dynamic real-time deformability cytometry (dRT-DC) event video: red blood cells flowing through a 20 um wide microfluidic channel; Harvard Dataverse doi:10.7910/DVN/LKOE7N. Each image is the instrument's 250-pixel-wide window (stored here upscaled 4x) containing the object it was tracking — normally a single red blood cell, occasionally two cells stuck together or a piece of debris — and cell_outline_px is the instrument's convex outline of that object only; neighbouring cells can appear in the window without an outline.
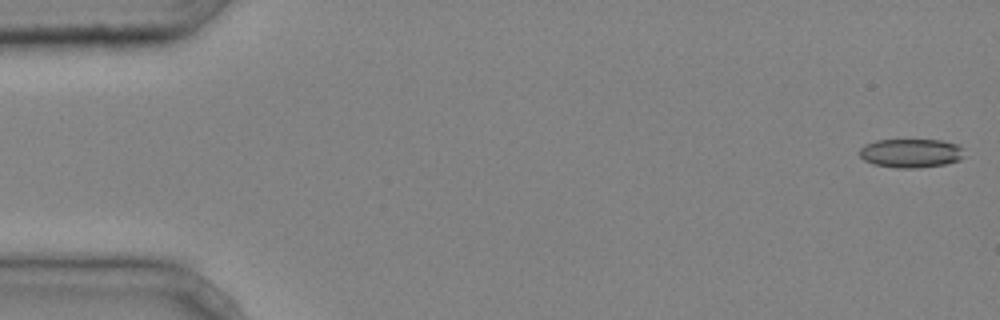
{"species": "common noctule bat (a hibernating species)", "species_latin": "Nyctalus noctula", "temperature_condition": "cold", "stored_images_in_passage": 44, "camera_frame_rate_fps": 3000, "um_per_image_px": 0.085, "animal": {"sex": "male", "body_mass_g": 20.4}, "frame": {"image": 1, "passage_image": 1, "time_ms": 0.0, "image_size_px": [1000, 320], "cell_outline_px": [[964, 156], [960, 160], [944, 164], [912, 168], [896, 168], [876, 164], [864, 160], [860, 156], [860, 148], [864, 144], [876, 140], [940, 140], [956, 144], [964, 148]], "centroid_in_image_um": [77.44, 13.01], "position_along_channel_um": 7.6, "area_um2": 17.57}}
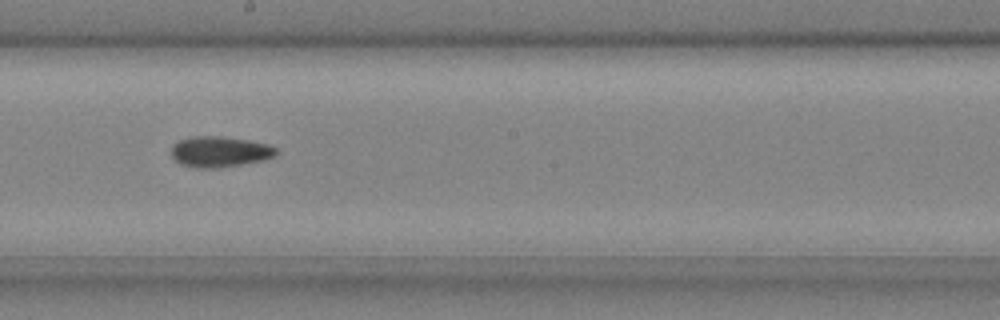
{"frame": {"image": 2, "passage_image": 26, "time_ms": 8.333, "image_size_px": [1000, 320], "cell_outline_px": [[280, 152], [276, 156], [264, 160], [216, 168], [196, 168], [180, 164], [172, 156], [172, 144], [180, 140], [192, 136], [220, 136], [248, 140], [268, 144], [276, 148]], "centroid_in_image_um": [18.7, 12.89], "position_along_channel_um": 229.5, "area_um2": 18.84}}
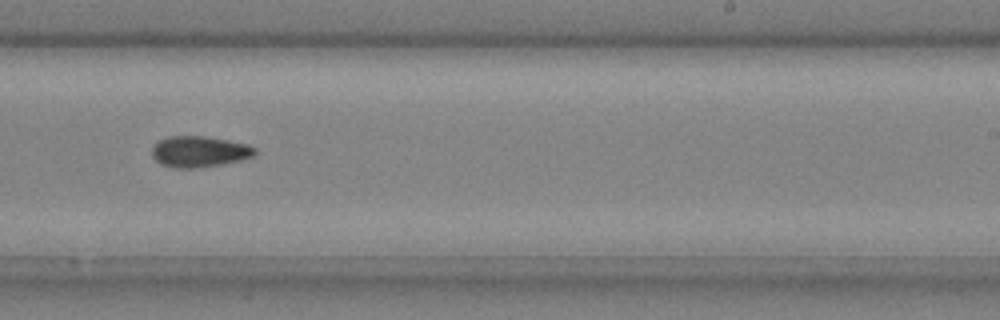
{"frame": {"image": 3, "passage_image": 29, "time_ms": 9.333, "image_size_px": [1000, 320], "cell_outline_px": [[256, 152], [252, 156], [240, 160], [200, 168], [176, 168], [160, 164], [152, 156], [152, 148], [160, 140], [168, 136], [204, 136], [228, 140], [248, 144], [256, 148]], "centroid_in_image_um": [16.94, 12.89], "position_along_channel_um": 272.1, "area_um2": 18.55}, "authors_computed_cell_mechanics": {"area_um2": 18.0914, "velocity_mm_per_s": 4.264, "shape_relaxation_time_tau1_ms": 3.8684, "shape_relaxation_time_tau2_ms": 6.9437, "deformation_change_tau1": 0.1182, "deformation_change_tau2": 0.1463}}